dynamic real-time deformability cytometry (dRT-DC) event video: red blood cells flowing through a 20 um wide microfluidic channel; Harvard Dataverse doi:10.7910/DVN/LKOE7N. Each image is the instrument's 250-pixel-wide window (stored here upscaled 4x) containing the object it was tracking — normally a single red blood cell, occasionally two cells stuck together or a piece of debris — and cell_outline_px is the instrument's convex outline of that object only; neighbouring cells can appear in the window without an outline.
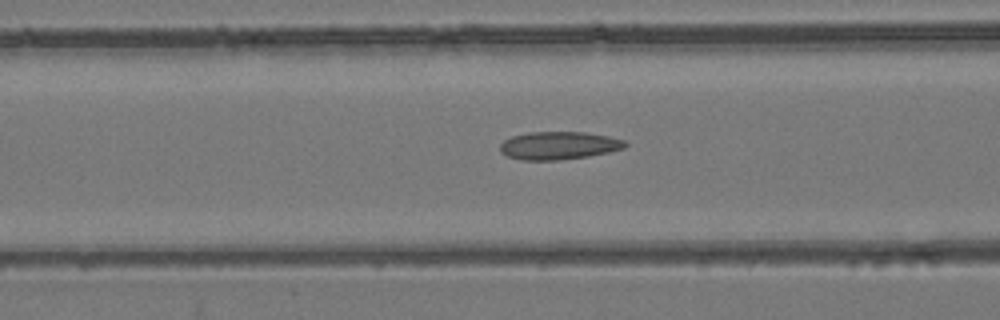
{"species": "common noctule bat (a hibernating species)", "species_latin": "Nyctalus noctula", "temperature_condition": "room temperature", "stored_images_in_passage": 53, "camera_frame_rate_fps": 3000, "um_per_image_px": 0.085, "animal": {"sex": "female", "body_mass_g": 24.6, "forearm_length_mm": 56.2}, "frame": {"image": 1, "passage_image": 22, "time_ms": 7.0, "image_size_px": [1000, 320], "cell_outline_px": [[628, 144], [624, 148], [608, 152], [588, 156], [560, 160], [524, 160], [508, 156], [500, 152], [500, 144], [504, 140], [512, 136], [528, 132], [584, 132], [608, 136], [624, 140]], "centroid_in_image_um": [47.49, 12.37], "position_along_channel_um": 119.1, "area_um2": 20.29}}
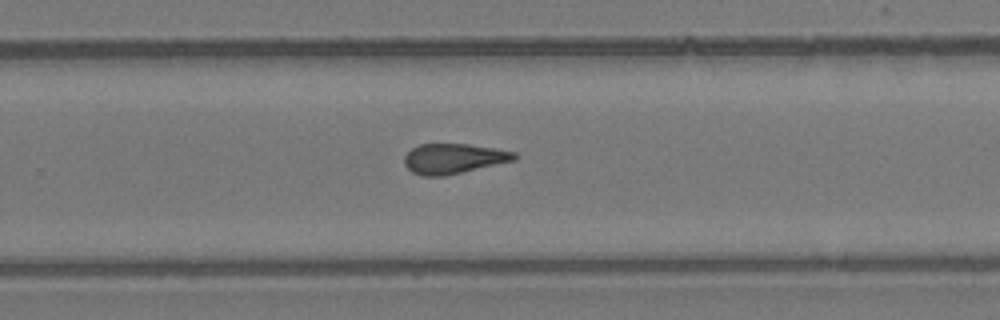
{"frame": {"image": 2, "passage_image": 35, "time_ms": 11.333, "image_size_px": [1000, 320], "cell_outline_px": [[516, 160], [444, 176], [420, 176], [412, 172], [404, 164], [404, 156], [412, 148], [420, 144], [468, 144], [516, 152]], "centroid_in_image_um": [38.53, 13.49], "position_along_channel_um": 291.3, "area_um2": 19.19}}
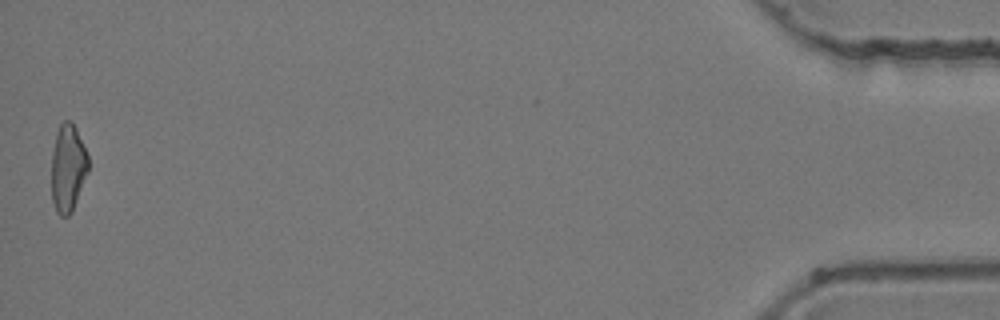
{"frame": {"image": 3, "passage_image": 53, "time_ms": 17.333, "image_size_px": [1000, 320], "cell_outline_px": [[88, 172], [72, 212], [68, 216], [60, 216], [56, 212], [52, 200], [52, 152], [56, 132], [60, 124], [64, 120], [72, 120], [76, 128], [88, 156]], "centroid_in_image_um": [5.77, 14.28], "position_along_channel_um": 429.4, "area_um2": 18.84}, "authors_computed_cell_mechanics": {"area_um2": 19.9988, "velocity_mm_per_s": 3.9741, "shape_relaxation_time_tau1_ms": null, "shape_relaxation_time_tau2_ms": 3.8966, "deformation_change_tau1": null, "deformation_change_tau2": 0.131}}